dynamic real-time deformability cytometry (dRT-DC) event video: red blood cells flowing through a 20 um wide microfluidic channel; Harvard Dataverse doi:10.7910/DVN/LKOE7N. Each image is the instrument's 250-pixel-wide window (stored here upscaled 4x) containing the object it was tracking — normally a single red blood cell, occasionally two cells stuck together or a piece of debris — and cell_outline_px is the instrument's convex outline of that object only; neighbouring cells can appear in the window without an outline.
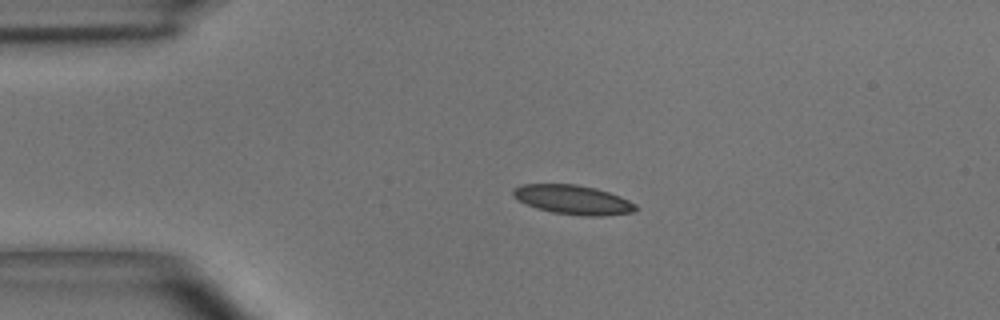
{"species": "common noctule bat (a hibernating species)", "species_latin": "Nyctalus noctula", "temperature_condition": "room temperature", "stored_images_in_passage": 4, "camera_frame_rate_fps": 3000, "um_per_image_px": 0.085, "animal": {"sex": "male", "body_mass_g": 15.6}, "frame": {"image": 1, "passage_image": 1, "time_ms": 0.0, "image_size_px": [1000, 320], "cell_outline_px": [[640, 208], [636, 212], [600, 216], [588, 216], [552, 212], [536, 208], [512, 196], [512, 188], [520, 184], [576, 184], [596, 188], [620, 196], [636, 204]], "centroid_in_image_um": [48.73, 16.97], "position_along_channel_um": 36.3, "area_um2": 20.98}}